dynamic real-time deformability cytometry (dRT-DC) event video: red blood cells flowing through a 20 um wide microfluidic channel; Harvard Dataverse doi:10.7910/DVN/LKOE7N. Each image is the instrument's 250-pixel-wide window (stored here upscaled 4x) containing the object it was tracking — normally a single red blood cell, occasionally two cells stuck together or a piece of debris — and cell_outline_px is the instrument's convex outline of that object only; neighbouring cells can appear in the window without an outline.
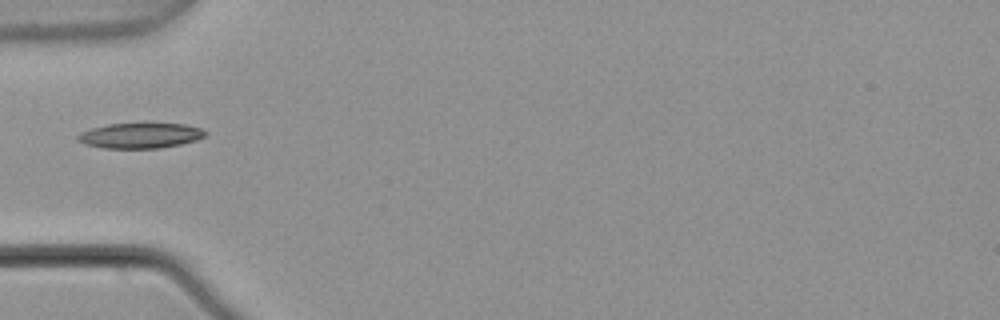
{"species": "common noctule bat (a hibernating species)", "species_latin": "Nyctalus noctula", "temperature_condition": "warm", "stored_images_in_passage": 6, "camera_frame_rate_fps": 3000, "um_per_image_px": 0.085, "animal": {"sex": "male", "body_mass_g": 21.5, "forearm_length_mm": 52.0}, "frame": {"image": 1, "passage_image": 5, "time_ms": 1.333, "image_size_px": [1000, 320], "cell_outline_px": [[208, 132], [204, 136], [196, 140], [180, 144], [160, 148], [104, 148], [84, 144], [76, 140], [76, 136], [80, 132], [92, 128], [108, 124], [184, 124], [204, 128]], "centroid_in_image_um": [11.92, 11.53], "position_along_channel_um": 73.1, "area_um2": 18.79}}
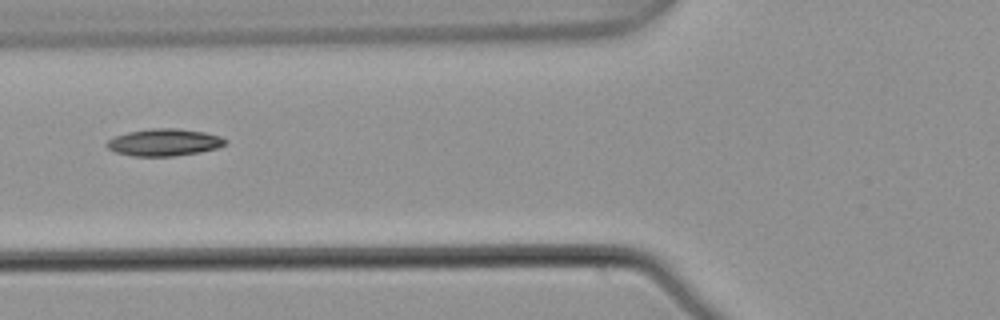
{"frame": {"image": 2, "passage_image": 6, "time_ms": 1.667, "image_size_px": [1000, 320], "cell_outline_px": [[228, 144], [216, 148], [200, 152], [172, 156], [132, 156], [116, 152], [108, 148], [104, 144], [108, 140], [116, 136], [128, 132], [152, 128], [180, 128], [204, 132], [220, 136], [228, 140]], "centroid_in_image_um": [13.98, 12.09], "position_along_channel_um": 111.8, "area_um2": 18.79}}